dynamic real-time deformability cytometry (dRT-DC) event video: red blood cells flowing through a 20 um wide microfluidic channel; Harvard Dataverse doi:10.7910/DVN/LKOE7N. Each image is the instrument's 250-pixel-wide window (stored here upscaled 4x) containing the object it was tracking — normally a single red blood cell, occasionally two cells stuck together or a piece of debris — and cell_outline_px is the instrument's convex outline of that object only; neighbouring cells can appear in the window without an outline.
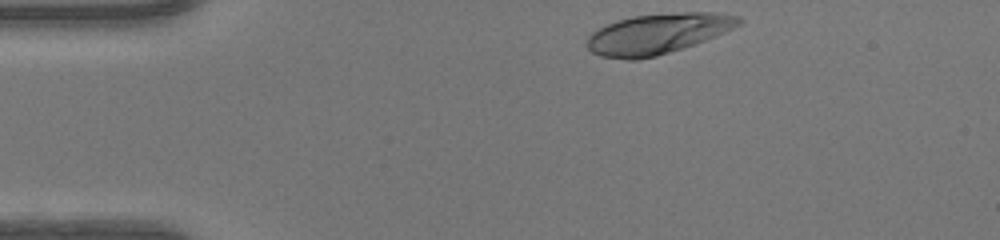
{"species": "human", "species_latin": "Homo sapiens", "temperature_condition": "warm", "stored_images_in_passage": 34, "camera_frame_rate_fps": 3000, "um_per_image_px": 0.085, "donor": {"sex": "female"}, "frame": {"image": 1, "passage_image": 1, "time_ms": 0.0, "image_size_px": [1000, 240], "cell_outline_px": [[744, 20], [740, 24], [716, 36], [656, 56], [636, 60], [624, 60], [600, 56], [592, 52], [588, 48], [588, 36], [596, 28], [616, 20], [632, 16], [680, 12], [716, 12], [740, 16]], "centroid_in_image_um": [55.88, 2.86], "position_along_channel_um": 29.1, "area_um2": 35.66}}
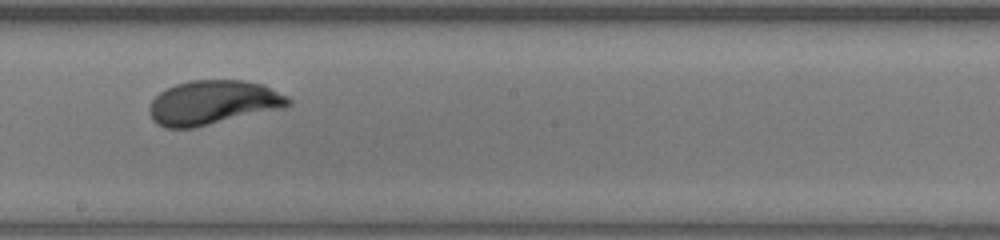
{"frame": {"image": 2, "passage_image": 20, "time_ms": 6.333, "image_size_px": [1000, 240], "cell_outline_px": [[292, 104], [284, 108], [192, 128], [164, 128], [156, 124], [152, 120], [148, 112], [148, 108], [152, 100], [160, 92], [176, 84], [192, 80], [244, 80], [264, 84], [288, 96], [292, 100]], "centroid_in_image_um": [18.12, 8.72], "position_along_channel_um": 230.1, "area_um2": 36.07}}
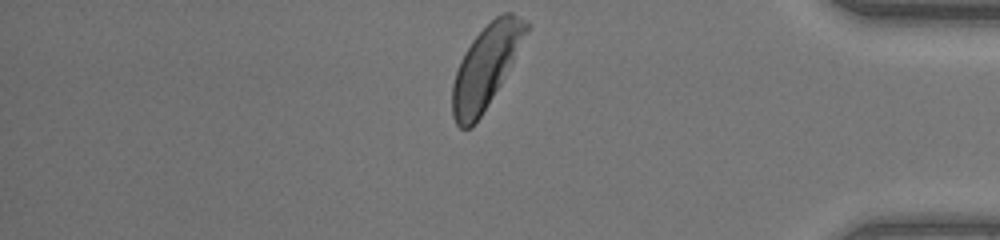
{"frame": {"image": 3, "passage_image": 34, "time_ms": 11.0, "image_size_px": [1000, 240], "cell_outline_px": [[528, 28], [500, 84], [480, 116], [472, 128], [460, 128], [456, 124], [452, 116], [452, 84], [460, 60], [464, 52], [472, 40], [496, 16], [504, 12], [512, 12], [524, 20], [528, 24]], "centroid_in_image_um": [41.23, 5.69], "position_along_channel_um": 394.0, "area_um2": 34.22}, "authors_computed_cell_mechanics": {"area_um2": 35.4025, "velocity_mm_per_s": 4.1502, "shape_relaxation_time_tau1_ms": 2.4571, "shape_relaxation_time_tau2_ms": null, "deformation_change_tau1": 0.1662, "deformation_change_tau2": null}}